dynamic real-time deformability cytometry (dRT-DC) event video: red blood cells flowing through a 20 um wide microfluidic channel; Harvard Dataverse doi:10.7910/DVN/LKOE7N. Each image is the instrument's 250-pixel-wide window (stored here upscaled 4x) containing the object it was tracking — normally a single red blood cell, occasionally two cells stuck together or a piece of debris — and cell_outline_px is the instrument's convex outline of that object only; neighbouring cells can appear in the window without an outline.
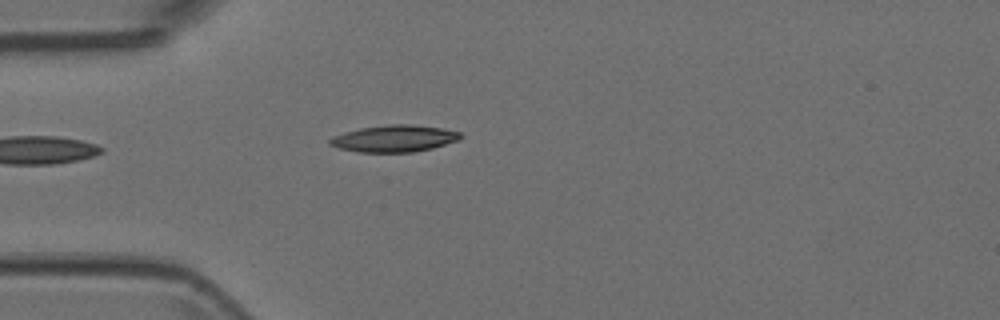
{"species": "Egyptian fruit bat (a non-hibernating species)", "species_latin": "Rousettus aegyptiacus", "temperature_condition": "room temperature", "stored_images_in_passage": 1, "camera_frame_rate_fps": 3000, "um_per_image_px": 0.085, "animal": {"sex": "female"}, "frame": {"image": 1, "passage_image": 1, "time_ms": 0.0, "image_size_px": [1000, 320], "cell_outline_px": [[464, 136], [460, 140], [432, 148], [412, 152], [360, 152], [340, 148], [328, 144], [328, 140], [332, 136], [344, 132], [360, 128], [388, 124], [412, 124], [440, 128], [460, 132]], "centroid_in_image_um": [33.52, 11.77], "position_along_channel_um": 51.5, "area_um2": 20.46}}